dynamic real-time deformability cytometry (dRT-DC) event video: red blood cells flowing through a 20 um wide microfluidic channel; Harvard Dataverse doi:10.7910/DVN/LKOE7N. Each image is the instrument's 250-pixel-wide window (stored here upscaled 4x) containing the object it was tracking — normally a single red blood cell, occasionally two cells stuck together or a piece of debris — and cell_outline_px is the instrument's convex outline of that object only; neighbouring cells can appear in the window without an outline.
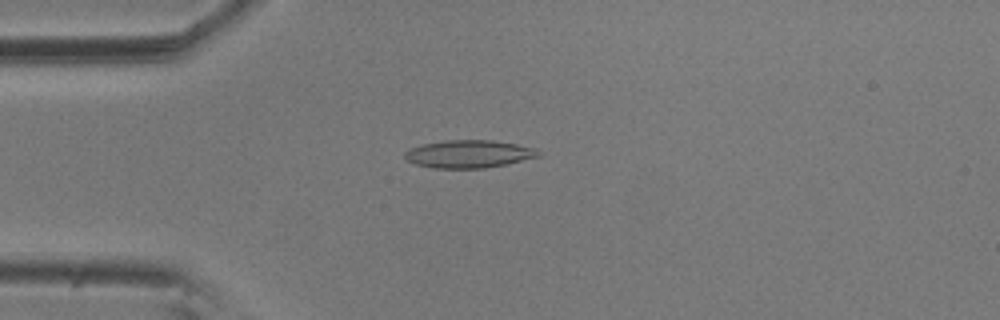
{"species": "common noctule bat (a hibernating species)", "species_latin": "Nyctalus noctula", "temperature_condition": "room temperature", "stored_images_in_passage": 6, "camera_frame_rate_fps": 3000, "um_per_image_px": 0.085, "animal": {"sex": "male", "body_mass_g": 20.5, "forearm_length_mm": 52.5}, "frame": {"image": 1, "passage_image": 4, "time_ms": 1.0, "image_size_px": [1000, 320], "cell_outline_px": [[540, 156], [508, 164], [484, 168], [432, 168], [416, 164], [408, 160], [404, 156], [404, 152], [420, 144], [444, 140], [492, 140], [516, 144], [536, 148], [540, 152]], "centroid_in_image_um": [39.86, 13.08], "position_along_channel_um": 45.1, "area_um2": 21.68}}
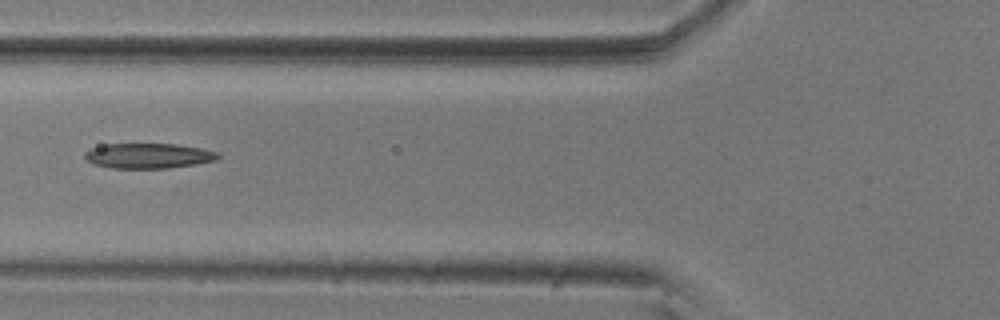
{"frame": {"image": 2, "passage_image": 6, "time_ms": 1.667, "image_size_px": [1000, 320], "cell_outline_px": [[220, 156], [216, 160], [196, 164], [168, 168], [112, 168], [92, 164], [84, 156], [84, 152], [88, 148], [104, 144], [176, 144], [200, 148], [216, 152]], "centroid_in_image_um": [12.56, 13.24], "position_along_channel_um": 113.2, "area_um2": 19.54}}